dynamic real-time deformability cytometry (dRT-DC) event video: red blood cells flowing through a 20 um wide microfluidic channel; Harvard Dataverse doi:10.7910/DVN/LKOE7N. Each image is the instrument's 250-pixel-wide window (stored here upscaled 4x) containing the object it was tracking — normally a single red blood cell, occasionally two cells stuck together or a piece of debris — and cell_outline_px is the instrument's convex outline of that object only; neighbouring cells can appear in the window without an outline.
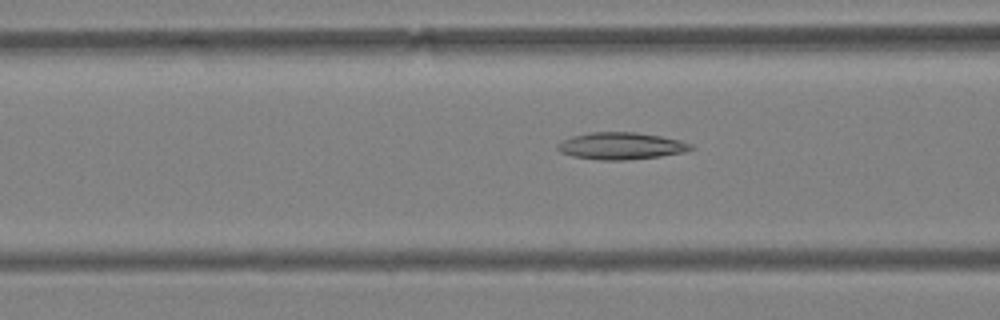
{"species": "Egyptian fruit bat (a non-hibernating species)", "species_latin": "Rousettus aegyptiacus", "temperature_condition": "warm", "stored_images_in_passage": 31, "camera_frame_rate_fps": 3000, "um_per_image_px": 0.085, "animal": {"sex": "female"}, "frame": {"image": 1, "passage_image": 4, "time_ms": 1.0, "image_size_px": [1000, 320], "cell_outline_px": [[696, 148], [684, 152], [660, 156], [624, 160], [600, 160], [572, 156], [560, 152], [556, 148], [556, 144], [572, 136], [592, 132], [636, 132], [660, 136], [680, 140], [692, 144]], "centroid_in_image_um": [52.79, 12.4], "position_along_channel_um": 113.8, "area_um2": 20.98}}
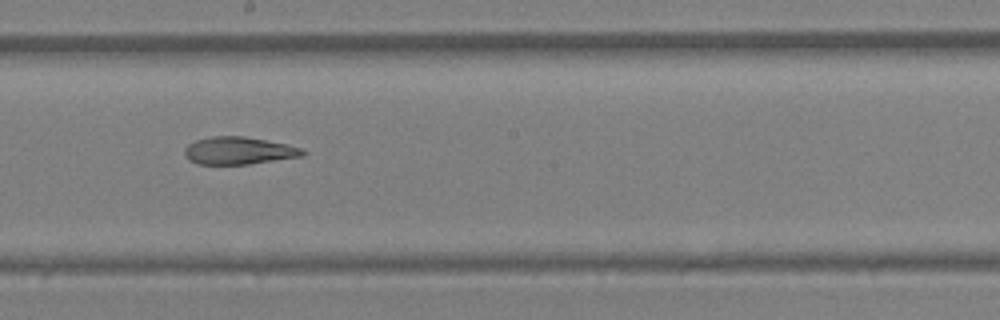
{"frame": {"image": 2, "passage_image": 13, "time_ms": 4.0, "image_size_px": [1000, 320], "cell_outline_px": [[308, 152], [304, 156], [248, 164], [196, 164], [188, 160], [184, 156], [184, 148], [188, 144], [196, 140], [212, 136], [244, 136], [284, 144], [300, 148]], "centroid_in_image_um": [20.25, 12.81], "position_along_channel_um": 228.0, "area_um2": 18.9}}
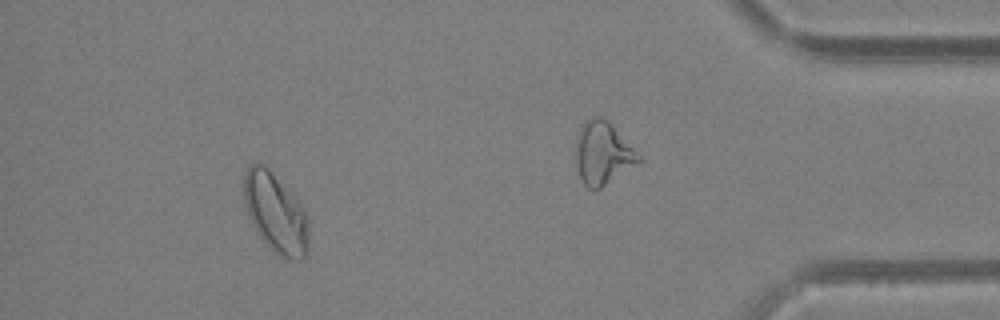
{"frame": {"image": 3, "passage_image": 26, "time_ms": 8.333, "image_size_px": [1000, 320], "cell_outline_px": [[308, 248], [304, 256], [300, 260], [280, 256], [260, 236], [252, 224], [248, 216], [244, 200], [244, 176], [248, 168], [256, 160], [264, 164], [296, 196], [304, 208], [308, 220]], "centroid_in_image_um": [23.43, 18.05], "position_along_channel_um": 411.8, "area_um2": 29.94}}